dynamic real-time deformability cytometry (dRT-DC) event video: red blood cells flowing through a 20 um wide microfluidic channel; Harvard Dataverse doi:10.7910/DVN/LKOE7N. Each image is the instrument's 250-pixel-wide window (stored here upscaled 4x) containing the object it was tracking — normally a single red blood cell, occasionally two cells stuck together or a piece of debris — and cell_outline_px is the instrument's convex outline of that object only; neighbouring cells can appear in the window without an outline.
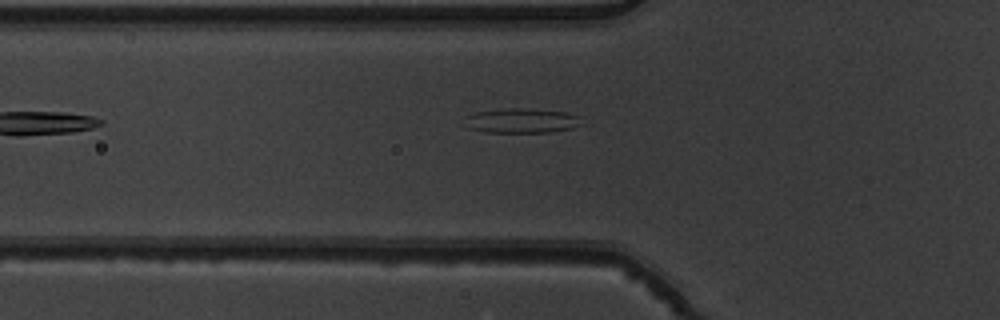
{"species": "common noctule bat (a hibernating species)", "species_latin": "Nyctalus noctula", "temperature_condition": "warm", "stored_images_in_passage": 6, "camera_frame_rate_fps": 3000, "um_per_image_px": 0.085, "animal": {"sex": "male", "body_mass_g": 19.5, "forearm_length_mm": 54.6}, "frame": {"image": 1, "passage_image": 6, "time_ms": 1.667, "image_size_px": [1000, 320], "cell_outline_px": [[584, 124], [572, 128], [552, 132], [484, 132], [468, 128], [464, 116], [476, 112], [508, 108], [532, 108], [564, 112], [580, 116]], "centroid_in_image_um": [44.37, 10.25], "position_along_channel_um": 81.4, "area_um2": 16.99}}